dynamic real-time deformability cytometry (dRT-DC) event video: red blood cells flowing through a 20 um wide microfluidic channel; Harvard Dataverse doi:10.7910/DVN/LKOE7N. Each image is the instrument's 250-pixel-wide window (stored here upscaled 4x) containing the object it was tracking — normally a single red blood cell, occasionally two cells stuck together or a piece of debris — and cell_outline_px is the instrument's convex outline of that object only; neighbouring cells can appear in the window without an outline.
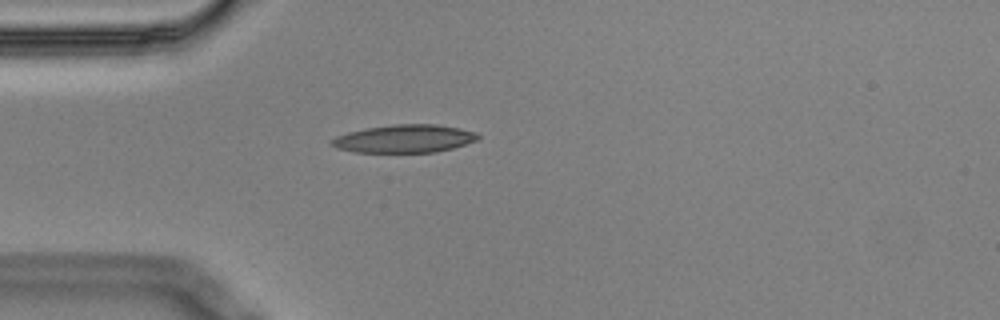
{"species": "Egyptian fruit bat (a non-hibernating species)", "species_latin": "Rousettus aegyptiacus", "temperature_condition": "cold", "stored_images_in_passage": 4, "camera_frame_rate_fps": 3000, "um_per_image_px": 0.085, "animal": {"sex": "male"}, "frame": {"image": 1, "passage_image": 4, "time_ms": 1.0, "image_size_px": [1000, 320], "cell_outline_px": [[480, 136], [476, 140], [452, 148], [436, 152], [352, 152], [336, 148], [328, 140], [336, 136], [348, 132], [368, 128], [396, 124], [436, 124], [460, 128], [476, 132]], "centroid_in_image_um": [34.35, 11.79], "position_along_channel_um": 50.6, "area_um2": 23.76}}